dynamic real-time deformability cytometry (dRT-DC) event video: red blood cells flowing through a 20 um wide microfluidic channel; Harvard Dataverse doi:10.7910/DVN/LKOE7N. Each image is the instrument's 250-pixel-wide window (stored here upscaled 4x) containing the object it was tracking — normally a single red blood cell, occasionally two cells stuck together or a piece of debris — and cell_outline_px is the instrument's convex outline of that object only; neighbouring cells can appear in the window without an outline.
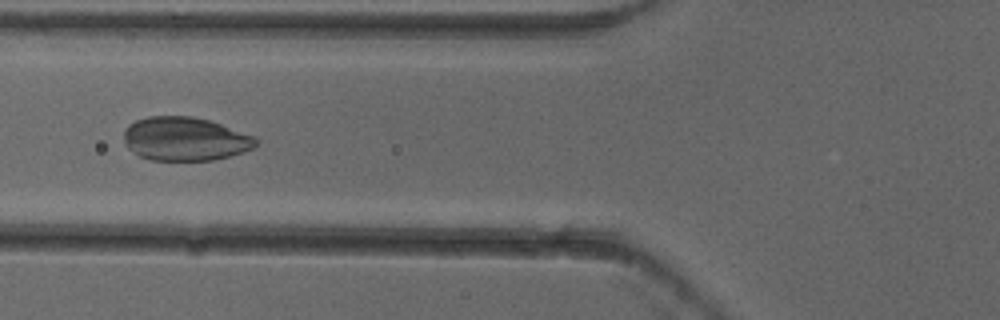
{"species": "common noctule bat (a hibernating species)", "species_latin": "Nyctalus noctula", "temperature_condition": "cold", "stored_images_in_passage": 7, "camera_frame_rate_fps": 3000, "um_per_image_px": 0.085, "animal": {"sex": "female"}, "frame": {"image": 1, "passage_image": 6, "time_ms": 1.667, "image_size_px": [1000, 320], "cell_outline_px": [[260, 144], [244, 152], [212, 160], [152, 160], [140, 156], [128, 148], [124, 144], [124, 128], [128, 124], [136, 120], [148, 116], [192, 116], [208, 120], [256, 136], [260, 140]], "centroid_in_image_um": [15.74, 11.8], "position_along_channel_um": 110.1, "area_um2": 33.81}}
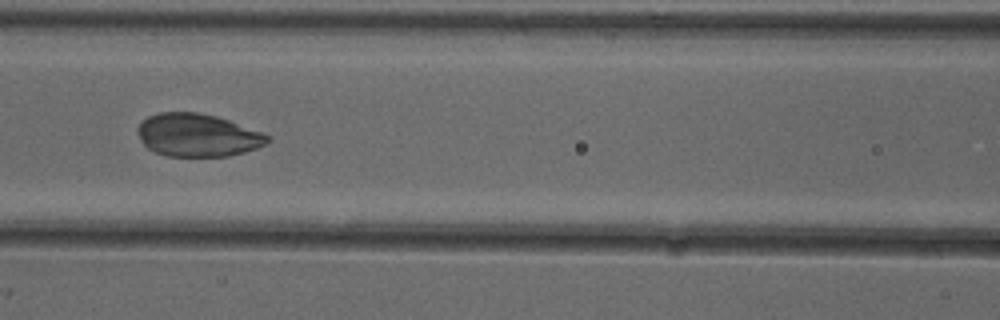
{"frame": {"image": 2, "passage_image": 7, "time_ms": 2.0, "image_size_px": [1000, 320], "cell_outline_px": [[272, 140], [256, 148], [244, 152], [228, 156], [168, 156], [156, 152], [148, 148], [140, 140], [136, 132], [136, 128], [140, 120], [148, 116], [160, 112], [200, 112], [216, 116], [228, 120], [260, 132], [268, 136]], "centroid_in_image_um": [16.73, 11.48], "position_along_channel_um": 149.9, "area_um2": 32.43}}